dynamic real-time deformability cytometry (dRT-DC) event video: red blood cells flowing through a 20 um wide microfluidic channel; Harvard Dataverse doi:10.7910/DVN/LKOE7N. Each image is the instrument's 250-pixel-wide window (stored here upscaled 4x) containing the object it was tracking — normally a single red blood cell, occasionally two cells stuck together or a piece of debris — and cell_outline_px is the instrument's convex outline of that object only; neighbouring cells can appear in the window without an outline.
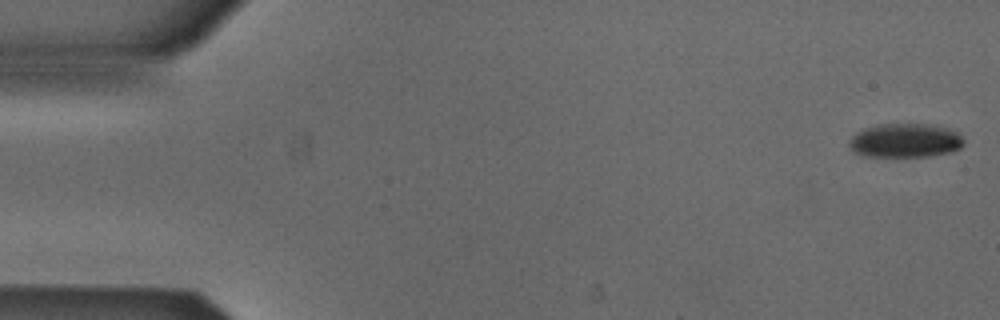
{"species": "Egyptian fruit bat (a non-hibernating species)", "species_latin": "Rousettus aegyptiacus", "temperature_condition": "cold", "stored_images_in_passage": 9, "camera_frame_rate_fps": 3000, "um_per_image_px": 0.085, "animal": {"sex": "male"}, "frame": {"image": 1, "passage_image": 1, "time_ms": 0.0, "image_size_px": [1000, 320], "cell_outline_px": [[964, 144], [960, 148], [952, 152], [928, 156], [864, 156], [856, 152], [848, 144], [848, 140], [856, 132], [880, 124], [924, 124], [944, 128], [956, 132], [964, 140]], "centroid_in_image_um": [76.94, 11.95], "position_along_channel_um": 8.1, "area_um2": 22.37}}